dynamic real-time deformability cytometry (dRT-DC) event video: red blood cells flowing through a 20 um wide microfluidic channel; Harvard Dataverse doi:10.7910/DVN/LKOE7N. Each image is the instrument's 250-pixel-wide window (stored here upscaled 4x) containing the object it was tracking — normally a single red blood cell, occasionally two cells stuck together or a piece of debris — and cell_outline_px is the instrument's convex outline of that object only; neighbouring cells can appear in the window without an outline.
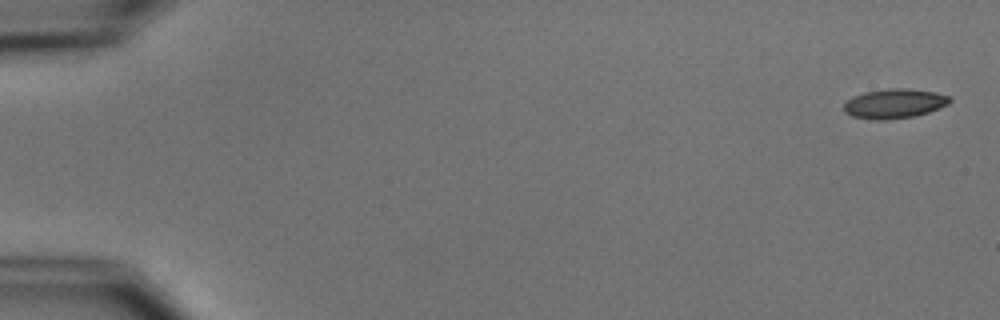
{"species": "common noctule bat (a hibernating species)", "species_latin": "Nyctalus noctula", "temperature_condition": "cold", "stored_images_in_passage": 6, "segment_of_instrument_passage": [1, 2], "camera_frame_rate_fps": 3000, "um_per_image_px": 0.085, "animal": {"sex": "male", "body_mass_g": 15.6}, "frame": {"image": 1, "passage_image": 1, "time_ms": 0.0, "image_size_px": [1000, 320], "cell_outline_px": [[952, 100], [948, 104], [928, 112], [912, 116], [884, 120], [876, 120], [852, 116], [844, 112], [844, 104], [852, 96], [864, 92], [888, 88], [908, 88], [936, 92], [948, 96]], "centroid_in_image_um": [76.0, 8.79], "position_along_channel_um": 9.0, "area_um2": 18.15}}